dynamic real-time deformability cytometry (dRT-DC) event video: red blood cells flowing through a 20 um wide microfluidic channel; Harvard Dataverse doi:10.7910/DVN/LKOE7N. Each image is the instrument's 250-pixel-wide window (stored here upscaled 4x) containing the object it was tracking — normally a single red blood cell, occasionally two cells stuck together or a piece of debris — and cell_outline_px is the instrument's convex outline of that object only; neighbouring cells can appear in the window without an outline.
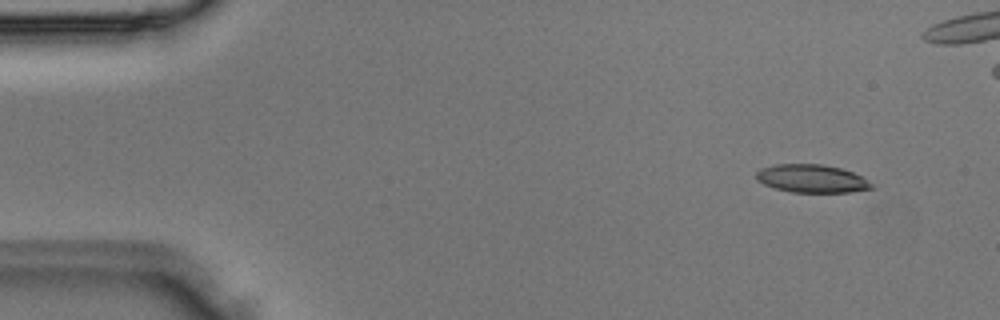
{"species": "Egyptian fruit bat (a non-hibernating species)", "species_latin": "Rousettus aegyptiacus", "temperature_condition": "room temperature", "stored_images_in_passage": 4, "camera_frame_rate_fps": 3000, "um_per_image_px": 0.085, "animal": {"sex": "male"}, "frame": {"image": 1, "passage_image": 1, "time_ms": 0.0, "image_size_px": [1000, 320], "cell_outline_px": [[876, 188], [848, 192], [792, 192], [776, 188], [764, 184], [756, 180], [756, 172], [760, 168], [776, 164], [824, 164], [840, 168], [852, 172], [876, 184]], "centroid_in_image_um": [69.02, 15.18], "position_along_channel_um": 16.0, "area_um2": 18.96}}